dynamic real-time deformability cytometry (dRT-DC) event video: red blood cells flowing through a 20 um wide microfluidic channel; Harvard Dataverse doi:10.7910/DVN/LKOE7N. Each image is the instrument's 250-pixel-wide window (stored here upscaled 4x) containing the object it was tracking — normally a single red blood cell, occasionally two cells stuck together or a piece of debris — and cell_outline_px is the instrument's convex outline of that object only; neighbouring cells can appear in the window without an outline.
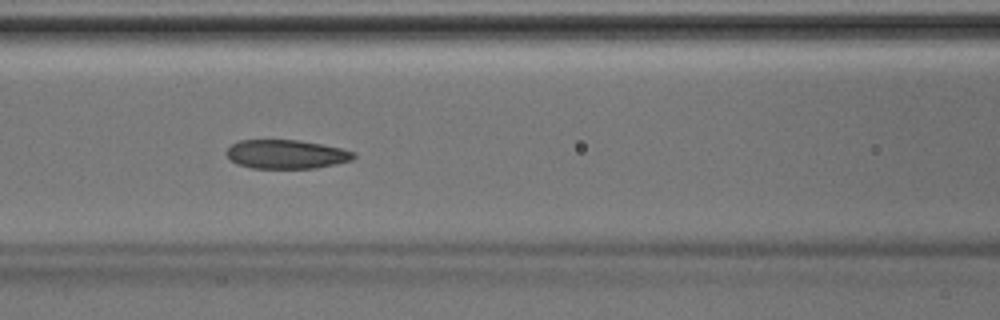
{"species": "Egyptian fruit bat (a non-hibernating species)", "species_latin": "Rousettus aegyptiacus", "temperature_condition": "room temperature", "stored_images_in_passage": 27, "camera_frame_rate_fps": 3000, "um_per_image_px": 0.085, "animal": {"sex": "male"}, "frame": {"image": 1, "passage_image": 8, "time_ms": 2.333, "image_size_px": [1000, 320], "cell_outline_px": [[356, 156], [352, 160], [336, 164], [316, 168], [252, 168], [236, 164], [224, 152], [232, 144], [240, 140], [300, 140], [340, 148], [356, 152]], "centroid_in_image_um": [24.34, 13.11], "position_along_channel_um": 142.3, "area_um2": 21.44}}